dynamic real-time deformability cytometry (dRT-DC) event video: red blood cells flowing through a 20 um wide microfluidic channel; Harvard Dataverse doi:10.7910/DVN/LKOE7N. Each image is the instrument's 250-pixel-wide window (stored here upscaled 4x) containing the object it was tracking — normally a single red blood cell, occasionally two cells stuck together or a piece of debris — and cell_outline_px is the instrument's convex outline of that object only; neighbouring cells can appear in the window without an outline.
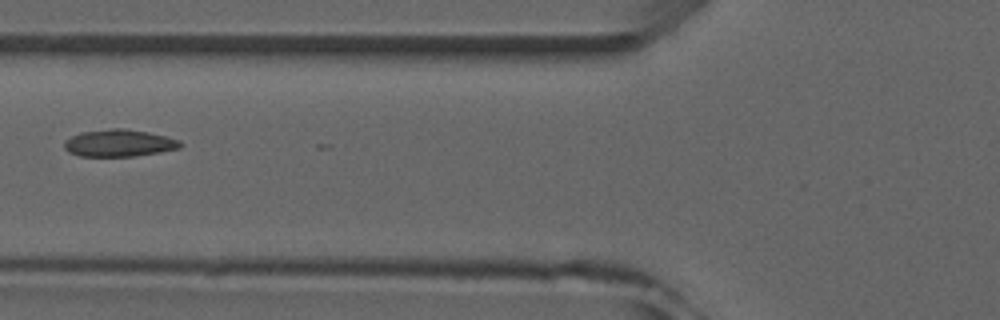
{"species": "common noctule bat (a hibernating species)", "species_latin": "Nyctalus noctula", "temperature_condition": "room temperature", "stored_images_in_passage": 7, "camera_frame_rate_fps": 3000, "um_per_image_px": 0.085, "animal": {"sex": "male", "forearm_length_mm": 52.5}, "frame": {"image": 1, "passage_image": 6, "time_ms": 5.667, "image_size_px": [1000, 320], "cell_outline_px": [[184, 144], [180, 148], [160, 152], [132, 156], [80, 156], [68, 152], [64, 148], [64, 140], [80, 132], [112, 128], [124, 128], [148, 132], [180, 140]], "centroid_in_image_um": [10.11, 12.16], "position_along_channel_um": 115.7, "area_um2": 18.38}}
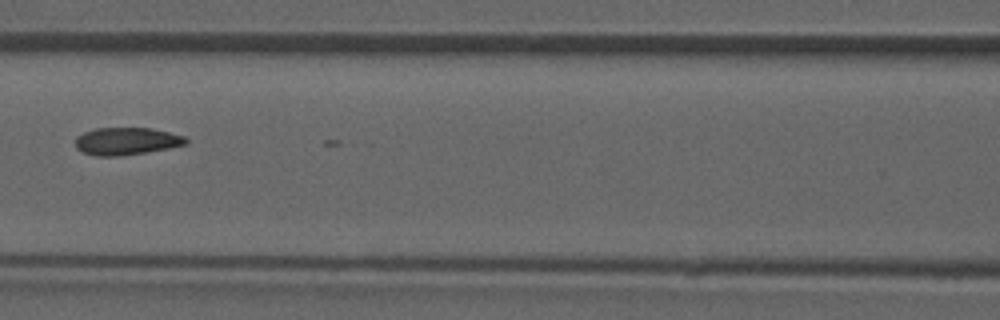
{"frame": {"image": 2, "passage_image": 7, "time_ms": 6.667, "image_size_px": [1000, 320], "cell_outline_px": [[188, 140], [184, 144], [168, 148], [148, 152], [120, 156], [96, 156], [84, 152], [76, 148], [76, 136], [84, 132], [96, 128], [152, 128], [184, 136]], "centroid_in_image_um": [10.73, 12.0], "position_along_channel_um": 155.9, "area_um2": 17.57}}